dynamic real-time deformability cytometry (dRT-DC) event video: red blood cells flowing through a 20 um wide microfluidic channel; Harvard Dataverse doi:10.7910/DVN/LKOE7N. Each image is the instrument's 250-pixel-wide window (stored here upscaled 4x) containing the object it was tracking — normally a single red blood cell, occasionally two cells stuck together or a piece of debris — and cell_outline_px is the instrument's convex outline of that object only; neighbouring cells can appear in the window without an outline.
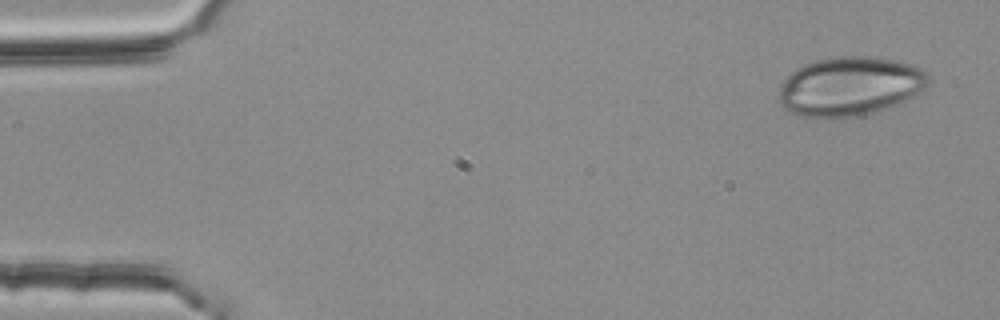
{"species": "common noctule bat (a hibernating species)", "species_latin": "Nyctalus noctula", "temperature_condition": "room temperature", "stored_images_in_passage": 51, "camera_frame_rate_fps": 3000, "um_per_image_px": 0.085, "animal": {"sex": "female", "body_mass_g": 25.1}, "frame": {"image": 1, "passage_image": 1, "time_ms": 0.0, "image_size_px": [1000, 320], "cell_outline_px": [[928, 84], [924, 88], [904, 100], [896, 104], [860, 116], [800, 116], [788, 112], [776, 100], [780, 88], [784, 80], [796, 68], [804, 64], [816, 60], [840, 56], [876, 56], [912, 64], [928, 72]], "centroid_in_image_um": [72.21, 7.31], "position_along_channel_um": 12.8, "area_um2": 51.1}}
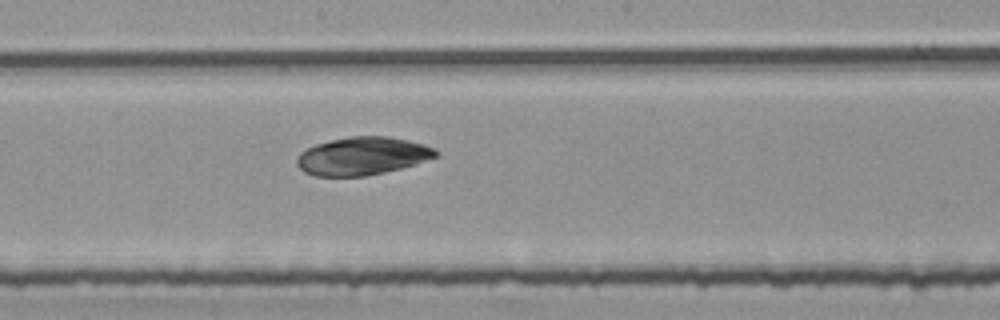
{"frame": {"image": 2, "passage_image": 27, "time_ms": 8.667, "image_size_px": [1000, 320], "cell_outline_px": [[440, 152], [436, 156], [416, 164], [384, 172], [364, 176], [316, 176], [304, 172], [296, 164], [296, 160], [300, 152], [316, 144], [332, 140], [352, 136], [388, 136], [408, 140], [424, 144], [436, 148]], "centroid_in_image_um": [30.82, 13.26], "position_along_channel_um": 217.4, "area_um2": 30.69}}
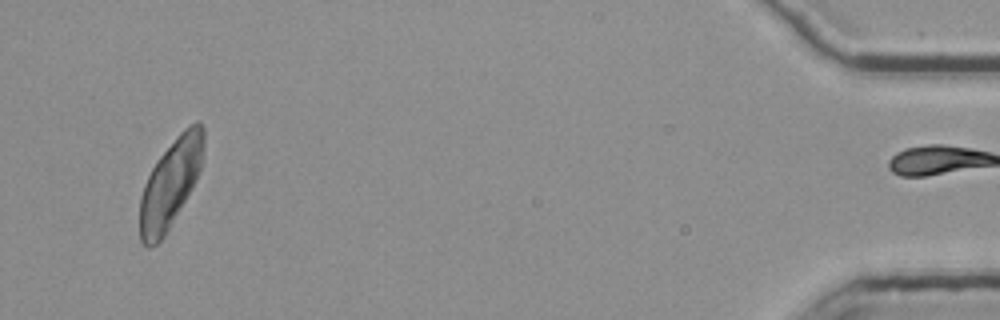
{"frame": {"image": 3, "passage_image": 50, "time_ms": 16.333, "image_size_px": [1000, 320], "cell_outline_px": [[204, 148], [200, 168], [196, 180], [192, 188], [164, 236], [156, 244], [148, 248], [140, 240], [140, 196], [144, 184], [156, 160], [176, 136], [188, 124], [200, 124], [204, 128]], "centroid_in_image_um": [14.48, 15.59], "position_along_channel_um": 420.7, "area_um2": 32.54}}